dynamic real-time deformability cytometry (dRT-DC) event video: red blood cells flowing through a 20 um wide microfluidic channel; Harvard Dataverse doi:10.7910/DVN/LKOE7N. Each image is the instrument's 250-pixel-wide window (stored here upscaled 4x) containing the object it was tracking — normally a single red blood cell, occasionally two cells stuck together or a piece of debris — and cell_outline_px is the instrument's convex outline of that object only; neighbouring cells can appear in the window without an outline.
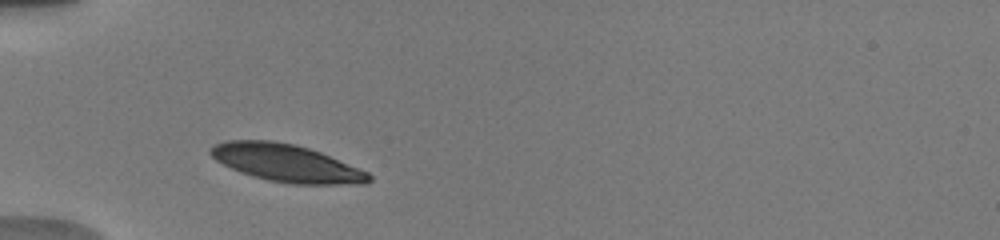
{"species": "human", "species_latin": "Homo sapiens", "temperature_condition": "warm", "stored_images_in_passage": 8, "camera_frame_rate_fps": 3000, "um_per_image_px": 0.085, "donor": {"sex": "male"}, "frame": {"image": 1, "passage_image": 2, "time_ms": 1.0, "image_size_px": [1000, 240], "cell_outline_px": [[372, 180], [368, 184], [292, 184], [268, 180], [252, 176], [240, 172], [216, 160], [208, 152], [208, 148], [216, 144], [228, 140], [272, 140], [292, 144], [308, 148], [320, 152], [368, 172], [372, 176]], "centroid_in_image_um": [24.35, 13.86], "position_along_channel_um": 60.7, "area_um2": 34.45}}
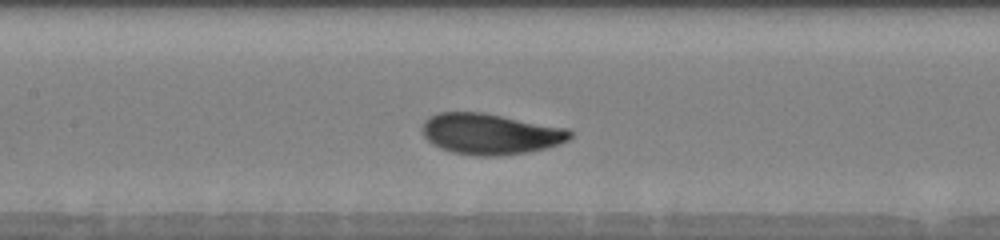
{"frame": {"image": 2, "passage_image": 6, "time_ms": 4.0, "image_size_px": [1000, 240], "cell_outline_px": [[572, 136], [568, 140], [560, 144], [528, 152], [500, 156], [476, 156], [452, 152], [440, 148], [432, 144], [424, 136], [424, 120], [440, 112], [484, 112], [568, 128], [572, 132]], "centroid_in_image_um": [41.71, 11.38], "position_along_channel_um": 165.7, "area_um2": 35.26}}
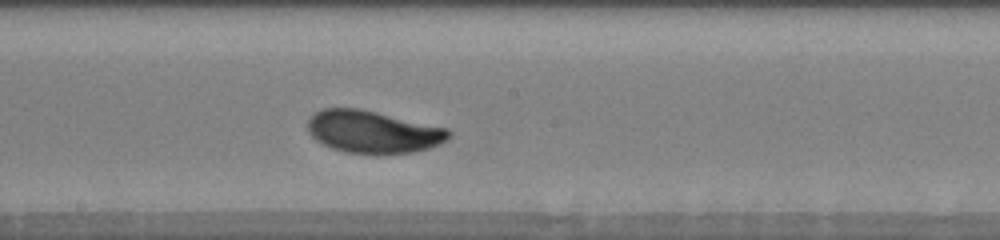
{"frame": {"image": 3, "passage_image": 8, "time_ms": 5.333, "image_size_px": [1000, 240], "cell_outline_px": [[452, 136], [448, 140], [428, 148], [412, 152], [344, 152], [332, 148], [316, 140], [308, 132], [308, 120], [316, 112], [324, 108], [360, 108], [448, 128], [452, 132]], "centroid_in_image_um": [31.72, 11.18], "position_along_channel_um": 216.5, "area_um2": 34.39}}